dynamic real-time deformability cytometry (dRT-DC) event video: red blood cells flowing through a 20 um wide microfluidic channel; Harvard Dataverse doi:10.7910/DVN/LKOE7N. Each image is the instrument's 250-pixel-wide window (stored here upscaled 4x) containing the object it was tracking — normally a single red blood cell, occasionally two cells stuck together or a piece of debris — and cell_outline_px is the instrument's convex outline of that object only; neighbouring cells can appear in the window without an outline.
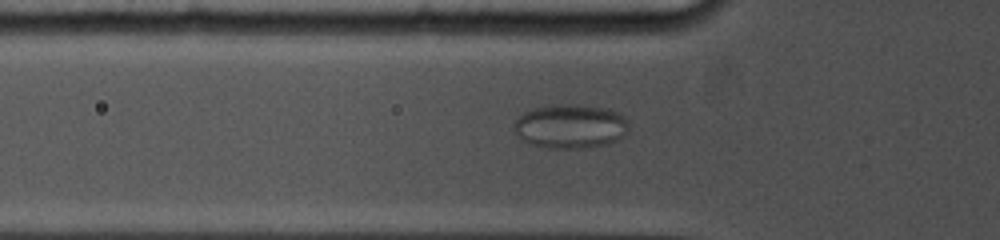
{"species": "common noctule bat (a hibernating species)", "species_latin": "Nyctalus noctula", "temperature_condition": "cold", "stored_images_in_passage": 85, "camera_frame_rate_fps": 5000, "um_per_image_px": 0.085, "animal": {"sex": "female", "body_mass_g": 19.0, "forearm_length_mm": 53.3}, "frame": {"image": 1, "passage_image": 37, "time_ms": 5.8, "image_size_px": [1000, 240], "cell_outline_px": [[628, 128], [616, 140], [604, 144], [584, 148], [548, 148], [532, 144], [520, 140], [512, 132], [512, 124], [524, 112], [536, 108], [552, 104], [572, 104], [608, 108], [620, 112], [628, 120]], "centroid_in_image_um": [48.43, 10.72], "position_along_channel_um": 77.4, "area_um2": 29.71}}
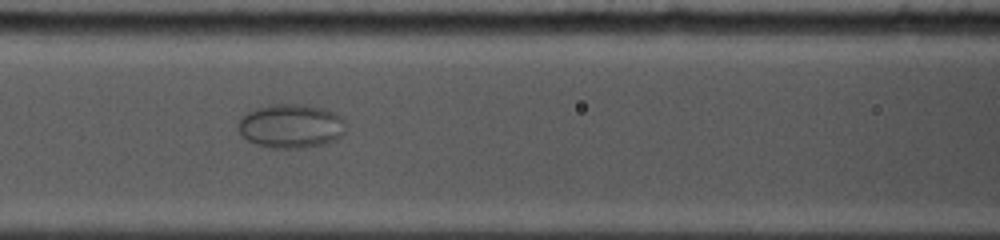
{"frame": {"image": 2, "passage_image": 47, "time_ms": 7.6, "image_size_px": [1000, 240], "cell_outline_px": [[344, 132], [336, 140], [324, 144], [308, 148], [272, 148], [256, 144], [248, 140], [236, 128], [240, 116], [256, 108], [272, 104], [308, 104], [324, 108], [340, 116], [344, 120]], "centroid_in_image_um": [24.72, 10.71], "position_along_channel_um": 141.9, "area_um2": 27.86}}
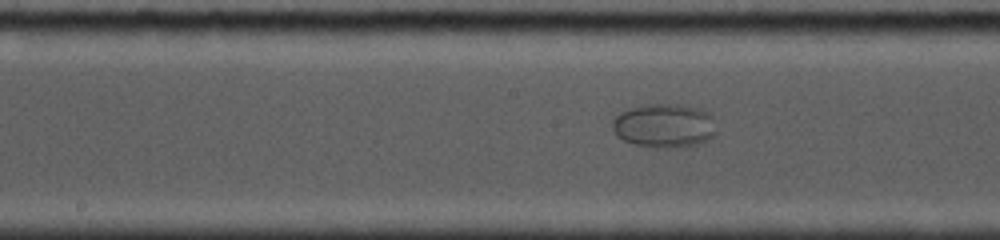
{"frame": {"image": 3, "passage_image": 52, "time_ms": 9.0, "image_size_px": [1000, 240], "cell_outline_px": [[716, 136], [708, 140], [696, 144], [676, 148], [664, 148], [632, 144], [616, 136], [612, 128], [612, 120], [620, 112], [628, 108], [648, 104], [680, 104], [696, 108], [708, 112]], "centroid_in_image_um": [56.41, 10.69], "position_along_channel_um": 191.8, "area_um2": 26.59}}